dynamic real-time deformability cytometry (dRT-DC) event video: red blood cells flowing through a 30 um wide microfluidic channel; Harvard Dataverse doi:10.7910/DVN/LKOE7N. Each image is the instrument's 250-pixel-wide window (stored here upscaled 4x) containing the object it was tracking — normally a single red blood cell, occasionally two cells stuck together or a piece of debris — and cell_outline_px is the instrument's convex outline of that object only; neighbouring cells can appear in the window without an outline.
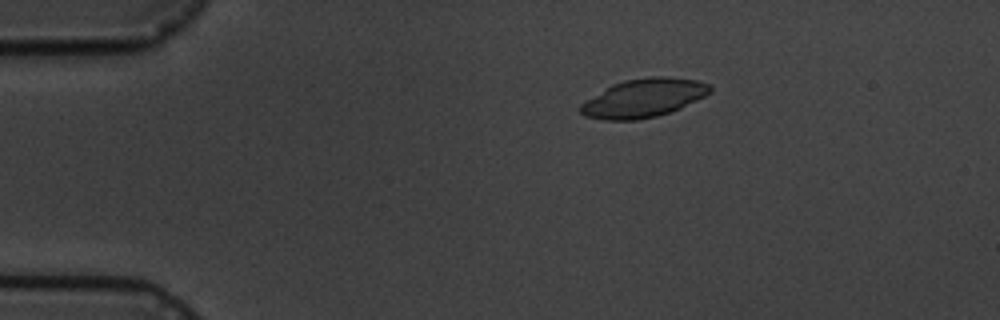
{"species": "common noctule bat (a hibernating species)", "species_latin": "Nyctalus noctula", "temperature_condition": "cold", "stored_images_in_passage": 3, "camera_frame_rate_fps": 3000, "um_per_image_px": 0.085, "animal": {"sex": "male", "body_mass_g": 19.5, "forearm_length_mm": 54.6}, "frame": {"image": 1, "passage_image": 2, "time_ms": 1.333, "image_size_px": [1000, 320], "cell_outline_px": [[712, 92], [672, 112], [656, 116], [636, 120], [604, 120], [584, 116], [580, 112], [580, 104], [612, 84], [624, 80], [652, 76], [668, 76], [700, 80], [708, 84], [712, 88]], "centroid_in_image_um": [54.72, 8.33], "position_along_channel_um": 30.3, "area_um2": 29.13}}